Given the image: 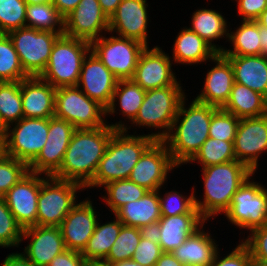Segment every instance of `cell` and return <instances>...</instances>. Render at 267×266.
Listing matches in <instances>:
<instances>
[{
	"label": "cell",
	"instance_id": "6da1fadb",
	"mask_svg": "<svg viewBox=\"0 0 267 266\" xmlns=\"http://www.w3.org/2000/svg\"><path fill=\"white\" fill-rule=\"evenodd\" d=\"M127 129L121 122L95 129H76L61 167L53 177L78 183L85 189L97 171L112 134L116 130L127 132Z\"/></svg>",
	"mask_w": 267,
	"mask_h": 266
},
{
	"label": "cell",
	"instance_id": "7a4b0ae2",
	"mask_svg": "<svg viewBox=\"0 0 267 266\" xmlns=\"http://www.w3.org/2000/svg\"><path fill=\"white\" fill-rule=\"evenodd\" d=\"M185 100L180 104L169 133L162 139L177 167L188 163L209 138L211 117L219 109L195 99L185 109Z\"/></svg>",
	"mask_w": 267,
	"mask_h": 266
},
{
	"label": "cell",
	"instance_id": "3957f363",
	"mask_svg": "<svg viewBox=\"0 0 267 266\" xmlns=\"http://www.w3.org/2000/svg\"><path fill=\"white\" fill-rule=\"evenodd\" d=\"M204 181V199L195 197V206L201 216L210 217L229 209L233 195L239 187L254 173L243 163L234 160L202 168Z\"/></svg>",
	"mask_w": 267,
	"mask_h": 266
},
{
	"label": "cell",
	"instance_id": "277c9868",
	"mask_svg": "<svg viewBox=\"0 0 267 266\" xmlns=\"http://www.w3.org/2000/svg\"><path fill=\"white\" fill-rule=\"evenodd\" d=\"M156 139L148 135H129L116 130L108 142L92 181L85 188L101 187L109 182L128 179L140 156Z\"/></svg>",
	"mask_w": 267,
	"mask_h": 266
},
{
	"label": "cell",
	"instance_id": "5b68a950",
	"mask_svg": "<svg viewBox=\"0 0 267 266\" xmlns=\"http://www.w3.org/2000/svg\"><path fill=\"white\" fill-rule=\"evenodd\" d=\"M90 43L61 35L53 45L46 69L39 76L54 88L77 86Z\"/></svg>",
	"mask_w": 267,
	"mask_h": 266
},
{
	"label": "cell",
	"instance_id": "8992f818",
	"mask_svg": "<svg viewBox=\"0 0 267 266\" xmlns=\"http://www.w3.org/2000/svg\"><path fill=\"white\" fill-rule=\"evenodd\" d=\"M184 98L180 84L148 90L132 124L162 128V132L150 134L156 140H162L169 133Z\"/></svg>",
	"mask_w": 267,
	"mask_h": 266
},
{
	"label": "cell",
	"instance_id": "52a82bcc",
	"mask_svg": "<svg viewBox=\"0 0 267 266\" xmlns=\"http://www.w3.org/2000/svg\"><path fill=\"white\" fill-rule=\"evenodd\" d=\"M54 116L70 122L76 129H95L107 125L103 119L106 108L90 99L77 86L56 88Z\"/></svg>",
	"mask_w": 267,
	"mask_h": 266
},
{
	"label": "cell",
	"instance_id": "ba28073f",
	"mask_svg": "<svg viewBox=\"0 0 267 266\" xmlns=\"http://www.w3.org/2000/svg\"><path fill=\"white\" fill-rule=\"evenodd\" d=\"M45 177L42 178L37 201V226L59 227L76 204L77 190L84 188L72 181Z\"/></svg>",
	"mask_w": 267,
	"mask_h": 266
},
{
	"label": "cell",
	"instance_id": "9c48e42d",
	"mask_svg": "<svg viewBox=\"0 0 267 266\" xmlns=\"http://www.w3.org/2000/svg\"><path fill=\"white\" fill-rule=\"evenodd\" d=\"M3 130V153L29 165L48 138L49 118L23 117Z\"/></svg>",
	"mask_w": 267,
	"mask_h": 266
},
{
	"label": "cell",
	"instance_id": "30bf717a",
	"mask_svg": "<svg viewBox=\"0 0 267 266\" xmlns=\"http://www.w3.org/2000/svg\"><path fill=\"white\" fill-rule=\"evenodd\" d=\"M64 33L39 31L21 27L8 33L23 70L30 76H40L46 69L56 40Z\"/></svg>",
	"mask_w": 267,
	"mask_h": 266
},
{
	"label": "cell",
	"instance_id": "8fae6325",
	"mask_svg": "<svg viewBox=\"0 0 267 266\" xmlns=\"http://www.w3.org/2000/svg\"><path fill=\"white\" fill-rule=\"evenodd\" d=\"M143 43L124 37L101 36L90 43V50L119 80L131 79L142 51Z\"/></svg>",
	"mask_w": 267,
	"mask_h": 266
},
{
	"label": "cell",
	"instance_id": "7c38bea8",
	"mask_svg": "<svg viewBox=\"0 0 267 266\" xmlns=\"http://www.w3.org/2000/svg\"><path fill=\"white\" fill-rule=\"evenodd\" d=\"M251 177L239 187L224 213L232 224L250 231L267 223V189L250 181Z\"/></svg>",
	"mask_w": 267,
	"mask_h": 266
},
{
	"label": "cell",
	"instance_id": "4fadbf2b",
	"mask_svg": "<svg viewBox=\"0 0 267 266\" xmlns=\"http://www.w3.org/2000/svg\"><path fill=\"white\" fill-rule=\"evenodd\" d=\"M75 130L66 120L55 116L49 118L48 138L38 156L28 165L29 172L53 176L61 167Z\"/></svg>",
	"mask_w": 267,
	"mask_h": 266
},
{
	"label": "cell",
	"instance_id": "5bb4252c",
	"mask_svg": "<svg viewBox=\"0 0 267 266\" xmlns=\"http://www.w3.org/2000/svg\"><path fill=\"white\" fill-rule=\"evenodd\" d=\"M174 167L176 165L165 143L155 140L140 156L128 179L148 191H157Z\"/></svg>",
	"mask_w": 267,
	"mask_h": 266
},
{
	"label": "cell",
	"instance_id": "9a60e30c",
	"mask_svg": "<svg viewBox=\"0 0 267 266\" xmlns=\"http://www.w3.org/2000/svg\"><path fill=\"white\" fill-rule=\"evenodd\" d=\"M233 145L236 160L255 173L258 157L267 151V113L240 119Z\"/></svg>",
	"mask_w": 267,
	"mask_h": 266
},
{
	"label": "cell",
	"instance_id": "2e32d148",
	"mask_svg": "<svg viewBox=\"0 0 267 266\" xmlns=\"http://www.w3.org/2000/svg\"><path fill=\"white\" fill-rule=\"evenodd\" d=\"M64 35L92 43L109 31V18L98 0H81L77 7L64 17Z\"/></svg>",
	"mask_w": 267,
	"mask_h": 266
},
{
	"label": "cell",
	"instance_id": "e0dca14e",
	"mask_svg": "<svg viewBox=\"0 0 267 266\" xmlns=\"http://www.w3.org/2000/svg\"><path fill=\"white\" fill-rule=\"evenodd\" d=\"M39 175L28 172L3 196L23 229L37 225V201L42 184Z\"/></svg>",
	"mask_w": 267,
	"mask_h": 266
},
{
	"label": "cell",
	"instance_id": "ac0fdd59",
	"mask_svg": "<svg viewBox=\"0 0 267 266\" xmlns=\"http://www.w3.org/2000/svg\"><path fill=\"white\" fill-rule=\"evenodd\" d=\"M172 61L160 47L149 49L148 46L140 54L137 67L131 80L145 91L180 84L171 70Z\"/></svg>",
	"mask_w": 267,
	"mask_h": 266
},
{
	"label": "cell",
	"instance_id": "d6986e66",
	"mask_svg": "<svg viewBox=\"0 0 267 266\" xmlns=\"http://www.w3.org/2000/svg\"><path fill=\"white\" fill-rule=\"evenodd\" d=\"M85 56L77 87L90 98L99 102L106 109L110 105L118 78L90 50Z\"/></svg>",
	"mask_w": 267,
	"mask_h": 266
},
{
	"label": "cell",
	"instance_id": "ffe728a7",
	"mask_svg": "<svg viewBox=\"0 0 267 266\" xmlns=\"http://www.w3.org/2000/svg\"><path fill=\"white\" fill-rule=\"evenodd\" d=\"M24 238H31L30 243L24 249V256L34 266H48L59 254L66 250L64 239L57 226H30L24 228Z\"/></svg>",
	"mask_w": 267,
	"mask_h": 266
},
{
	"label": "cell",
	"instance_id": "44dd1931",
	"mask_svg": "<svg viewBox=\"0 0 267 266\" xmlns=\"http://www.w3.org/2000/svg\"><path fill=\"white\" fill-rule=\"evenodd\" d=\"M90 200L75 204L59 226L66 249L82 252L98 221Z\"/></svg>",
	"mask_w": 267,
	"mask_h": 266
},
{
	"label": "cell",
	"instance_id": "7402d4cb",
	"mask_svg": "<svg viewBox=\"0 0 267 266\" xmlns=\"http://www.w3.org/2000/svg\"><path fill=\"white\" fill-rule=\"evenodd\" d=\"M147 0H122L109 18V33L118 32L119 37L147 42Z\"/></svg>",
	"mask_w": 267,
	"mask_h": 266
},
{
	"label": "cell",
	"instance_id": "603a6c76",
	"mask_svg": "<svg viewBox=\"0 0 267 266\" xmlns=\"http://www.w3.org/2000/svg\"><path fill=\"white\" fill-rule=\"evenodd\" d=\"M216 65L207 72L203 91L195 100L223 108L228 101L234 83V71L230 61L221 53L212 59Z\"/></svg>",
	"mask_w": 267,
	"mask_h": 266
},
{
	"label": "cell",
	"instance_id": "cb8c5ba5",
	"mask_svg": "<svg viewBox=\"0 0 267 266\" xmlns=\"http://www.w3.org/2000/svg\"><path fill=\"white\" fill-rule=\"evenodd\" d=\"M55 91L56 88L39 76H32L21 80V97L24 117H54Z\"/></svg>",
	"mask_w": 267,
	"mask_h": 266
},
{
	"label": "cell",
	"instance_id": "d4e9b609",
	"mask_svg": "<svg viewBox=\"0 0 267 266\" xmlns=\"http://www.w3.org/2000/svg\"><path fill=\"white\" fill-rule=\"evenodd\" d=\"M201 214L161 216L159 244L163 252H172L205 223Z\"/></svg>",
	"mask_w": 267,
	"mask_h": 266
},
{
	"label": "cell",
	"instance_id": "484cf974",
	"mask_svg": "<svg viewBox=\"0 0 267 266\" xmlns=\"http://www.w3.org/2000/svg\"><path fill=\"white\" fill-rule=\"evenodd\" d=\"M234 71V82L267 98V59L263 55L225 56Z\"/></svg>",
	"mask_w": 267,
	"mask_h": 266
},
{
	"label": "cell",
	"instance_id": "4316f807",
	"mask_svg": "<svg viewBox=\"0 0 267 266\" xmlns=\"http://www.w3.org/2000/svg\"><path fill=\"white\" fill-rule=\"evenodd\" d=\"M198 229L171 253L185 266H210L218 251L210 234Z\"/></svg>",
	"mask_w": 267,
	"mask_h": 266
},
{
	"label": "cell",
	"instance_id": "83f0119b",
	"mask_svg": "<svg viewBox=\"0 0 267 266\" xmlns=\"http://www.w3.org/2000/svg\"><path fill=\"white\" fill-rule=\"evenodd\" d=\"M114 215L123 225L139 229L158 222L161 219L158 190L148 191L141 199L123 205Z\"/></svg>",
	"mask_w": 267,
	"mask_h": 266
},
{
	"label": "cell",
	"instance_id": "f1b7e54d",
	"mask_svg": "<svg viewBox=\"0 0 267 266\" xmlns=\"http://www.w3.org/2000/svg\"><path fill=\"white\" fill-rule=\"evenodd\" d=\"M173 60L182 64H198L212 60L217 52L197 33L184 28L178 33L173 45Z\"/></svg>",
	"mask_w": 267,
	"mask_h": 266
},
{
	"label": "cell",
	"instance_id": "f546056e",
	"mask_svg": "<svg viewBox=\"0 0 267 266\" xmlns=\"http://www.w3.org/2000/svg\"><path fill=\"white\" fill-rule=\"evenodd\" d=\"M224 111L234 114L239 119L265 115L267 98L245 85L234 82Z\"/></svg>",
	"mask_w": 267,
	"mask_h": 266
},
{
	"label": "cell",
	"instance_id": "4dcf8cb0",
	"mask_svg": "<svg viewBox=\"0 0 267 266\" xmlns=\"http://www.w3.org/2000/svg\"><path fill=\"white\" fill-rule=\"evenodd\" d=\"M123 223L116 217L113 222L95 226L93 235L89 238L81 255L87 262L103 261L116 241Z\"/></svg>",
	"mask_w": 267,
	"mask_h": 266
},
{
	"label": "cell",
	"instance_id": "1f68e13d",
	"mask_svg": "<svg viewBox=\"0 0 267 266\" xmlns=\"http://www.w3.org/2000/svg\"><path fill=\"white\" fill-rule=\"evenodd\" d=\"M192 16V27L189 29L197 33L217 53H221L224 48L217 47L216 44H212V41L224 35L228 38L229 30L224 16L212 9L196 10Z\"/></svg>",
	"mask_w": 267,
	"mask_h": 266
},
{
	"label": "cell",
	"instance_id": "d6a6232c",
	"mask_svg": "<svg viewBox=\"0 0 267 266\" xmlns=\"http://www.w3.org/2000/svg\"><path fill=\"white\" fill-rule=\"evenodd\" d=\"M260 36V26L256 21L243 20L241 26L234 32L228 33V40L234 50H223L224 56L261 55L263 46Z\"/></svg>",
	"mask_w": 267,
	"mask_h": 266
},
{
	"label": "cell",
	"instance_id": "836d02e7",
	"mask_svg": "<svg viewBox=\"0 0 267 266\" xmlns=\"http://www.w3.org/2000/svg\"><path fill=\"white\" fill-rule=\"evenodd\" d=\"M146 91L131 79L118 80L113 93L112 101L106 109V115L114 114L116 109V99L120 104L121 112L129 120L133 121L142 105Z\"/></svg>",
	"mask_w": 267,
	"mask_h": 266
},
{
	"label": "cell",
	"instance_id": "e575fe53",
	"mask_svg": "<svg viewBox=\"0 0 267 266\" xmlns=\"http://www.w3.org/2000/svg\"><path fill=\"white\" fill-rule=\"evenodd\" d=\"M23 117L21 81L0 82V130Z\"/></svg>",
	"mask_w": 267,
	"mask_h": 266
},
{
	"label": "cell",
	"instance_id": "d590c367",
	"mask_svg": "<svg viewBox=\"0 0 267 266\" xmlns=\"http://www.w3.org/2000/svg\"><path fill=\"white\" fill-rule=\"evenodd\" d=\"M26 22V27L39 31L64 33V18L52 3L27 5Z\"/></svg>",
	"mask_w": 267,
	"mask_h": 266
},
{
	"label": "cell",
	"instance_id": "8d00e7d4",
	"mask_svg": "<svg viewBox=\"0 0 267 266\" xmlns=\"http://www.w3.org/2000/svg\"><path fill=\"white\" fill-rule=\"evenodd\" d=\"M106 195L103 200L113 213L123 205L141 199L148 190L129 179L116 180L104 185Z\"/></svg>",
	"mask_w": 267,
	"mask_h": 266
},
{
	"label": "cell",
	"instance_id": "74e56055",
	"mask_svg": "<svg viewBox=\"0 0 267 266\" xmlns=\"http://www.w3.org/2000/svg\"><path fill=\"white\" fill-rule=\"evenodd\" d=\"M233 142L208 138L189 162L197 161L204 168L206 166L234 161L236 160V156Z\"/></svg>",
	"mask_w": 267,
	"mask_h": 266
},
{
	"label": "cell",
	"instance_id": "f35d334b",
	"mask_svg": "<svg viewBox=\"0 0 267 266\" xmlns=\"http://www.w3.org/2000/svg\"><path fill=\"white\" fill-rule=\"evenodd\" d=\"M28 77L8 34L0 33V82H16Z\"/></svg>",
	"mask_w": 267,
	"mask_h": 266
},
{
	"label": "cell",
	"instance_id": "ab89813d",
	"mask_svg": "<svg viewBox=\"0 0 267 266\" xmlns=\"http://www.w3.org/2000/svg\"><path fill=\"white\" fill-rule=\"evenodd\" d=\"M141 239L140 229L122 225L120 233L113 243L107 257L102 261L111 264L116 261L131 259Z\"/></svg>",
	"mask_w": 267,
	"mask_h": 266
},
{
	"label": "cell",
	"instance_id": "60d3db41",
	"mask_svg": "<svg viewBox=\"0 0 267 266\" xmlns=\"http://www.w3.org/2000/svg\"><path fill=\"white\" fill-rule=\"evenodd\" d=\"M26 7L24 0H0L1 34L26 26Z\"/></svg>",
	"mask_w": 267,
	"mask_h": 266
},
{
	"label": "cell",
	"instance_id": "b9f144b4",
	"mask_svg": "<svg viewBox=\"0 0 267 266\" xmlns=\"http://www.w3.org/2000/svg\"><path fill=\"white\" fill-rule=\"evenodd\" d=\"M23 230L9 210L5 199L0 197V246L18 247L22 241Z\"/></svg>",
	"mask_w": 267,
	"mask_h": 266
},
{
	"label": "cell",
	"instance_id": "7bdbcfd3",
	"mask_svg": "<svg viewBox=\"0 0 267 266\" xmlns=\"http://www.w3.org/2000/svg\"><path fill=\"white\" fill-rule=\"evenodd\" d=\"M158 197L160 201L161 216L200 214L195 206V195L193 191L188 198H185L177 191H170L165 193V197H161L158 190Z\"/></svg>",
	"mask_w": 267,
	"mask_h": 266
},
{
	"label": "cell",
	"instance_id": "ee69618b",
	"mask_svg": "<svg viewBox=\"0 0 267 266\" xmlns=\"http://www.w3.org/2000/svg\"><path fill=\"white\" fill-rule=\"evenodd\" d=\"M28 165L4 153L0 155V197H3L24 175Z\"/></svg>",
	"mask_w": 267,
	"mask_h": 266
},
{
	"label": "cell",
	"instance_id": "f6af8a7d",
	"mask_svg": "<svg viewBox=\"0 0 267 266\" xmlns=\"http://www.w3.org/2000/svg\"><path fill=\"white\" fill-rule=\"evenodd\" d=\"M240 119L219 108L211 117L209 138L234 141Z\"/></svg>",
	"mask_w": 267,
	"mask_h": 266
},
{
	"label": "cell",
	"instance_id": "bcb514c9",
	"mask_svg": "<svg viewBox=\"0 0 267 266\" xmlns=\"http://www.w3.org/2000/svg\"><path fill=\"white\" fill-rule=\"evenodd\" d=\"M162 253L159 243L141 237L131 259L143 266H155Z\"/></svg>",
	"mask_w": 267,
	"mask_h": 266
},
{
	"label": "cell",
	"instance_id": "7dc6e473",
	"mask_svg": "<svg viewBox=\"0 0 267 266\" xmlns=\"http://www.w3.org/2000/svg\"><path fill=\"white\" fill-rule=\"evenodd\" d=\"M250 233L251 236L242 242L249 249L251 257L267 263V223Z\"/></svg>",
	"mask_w": 267,
	"mask_h": 266
},
{
	"label": "cell",
	"instance_id": "c3c4849f",
	"mask_svg": "<svg viewBox=\"0 0 267 266\" xmlns=\"http://www.w3.org/2000/svg\"><path fill=\"white\" fill-rule=\"evenodd\" d=\"M217 251L210 266H249L251 254L247 246L241 242L229 255L220 259Z\"/></svg>",
	"mask_w": 267,
	"mask_h": 266
},
{
	"label": "cell",
	"instance_id": "681fc988",
	"mask_svg": "<svg viewBox=\"0 0 267 266\" xmlns=\"http://www.w3.org/2000/svg\"><path fill=\"white\" fill-rule=\"evenodd\" d=\"M266 8L267 0H238V13L243 20L255 21Z\"/></svg>",
	"mask_w": 267,
	"mask_h": 266
},
{
	"label": "cell",
	"instance_id": "f907efd6",
	"mask_svg": "<svg viewBox=\"0 0 267 266\" xmlns=\"http://www.w3.org/2000/svg\"><path fill=\"white\" fill-rule=\"evenodd\" d=\"M86 262L81 252L66 249L57 255L48 266H85Z\"/></svg>",
	"mask_w": 267,
	"mask_h": 266
},
{
	"label": "cell",
	"instance_id": "816d5d0a",
	"mask_svg": "<svg viewBox=\"0 0 267 266\" xmlns=\"http://www.w3.org/2000/svg\"><path fill=\"white\" fill-rule=\"evenodd\" d=\"M140 232L141 237L159 243L161 236L159 222L141 227Z\"/></svg>",
	"mask_w": 267,
	"mask_h": 266
},
{
	"label": "cell",
	"instance_id": "f5cc1de1",
	"mask_svg": "<svg viewBox=\"0 0 267 266\" xmlns=\"http://www.w3.org/2000/svg\"><path fill=\"white\" fill-rule=\"evenodd\" d=\"M81 0H52V4L58 13L64 18L72 10H74Z\"/></svg>",
	"mask_w": 267,
	"mask_h": 266
},
{
	"label": "cell",
	"instance_id": "db71d44e",
	"mask_svg": "<svg viewBox=\"0 0 267 266\" xmlns=\"http://www.w3.org/2000/svg\"><path fill=\"white\" fill-rule=\"evenodd\" d=\"M22 253L9 254L1 266H34Z\"/></svg>",
	"mask_w": 267,
	"mask_h": 266
},
{
	"label": "cell",
	"instance_id": "11a10c76",
	"mask_svg": "<svg viewBox=\"0 0 267 266\" xmlns=\"http://www.w3.org/2000/svg\"><path fill=\"white\" fill-rule=\"evenodd\" d=\"M155 266H185L179 262L172 253L163 252Z\"/></svg>",
	"mask_w": 267,
	"mask_h": 266
},
{
	"label": "cell",
	"instance_id": "9f6ffc18",
	"mask_svg": "<svg viewBox=\"0 0 267 266\" xmlns=\"http://www.w3.org/2000/svg\"><path fill=\"white\" fill-rule=\"evenodd\" d=\"M99 4L108 18L116 11L122 0H98Z\"/></svg>",
	"mask_w": 267,
	"mask_h": 266
},
{
	"label": "cell",
	"instance_id": "6f0895ef",
	"mask_svg": "<svg viewBox=\"0 0 267 266\" xmlns=\"http://www.w3.org/2000/svg\"><path fill=\"white\" fill-rule=\"evenodd\" d=\"M262 46H263V51L262 54L266 59H267V30L263 29L260 27V36Z\"/></svg>",
	"mask_w": 267,
	"mask_h": 266
},
{
	"label": "cell",
	"instance_id": "680465c9",
	"mask_svg": "<svg viewBox=\"0 0 267 266\" xmlns=\"http://www.w3.org/2000/svg\"><path fill=\"white\" fill-rule=\"evenodd\" d=\"M110 266H143L140 265L139 263L135 262L132 259H126L122 261H116L110 264Z\"/></svg>",
	"mask_w": 267,
	"mask_h": 266
},
{
	"label": "cell",
	"instance_id": "91938a15",
	"mask_svg": "<svg viewBox=\"0 0 267 266\" xmlns=\"http://www.w3.org/2000/svg\"><path fill=\"white\" fill-rule=\"evenodd\" d=\"M258 25L267 30V8L262 12V14L255 20Z\"/></svg>",
	"mask_w": 267,
	"mask_h": 266
},
{
	"label": "cell",
	"instance_id": "94428289",
	"mask_svg": "<svg viewBox=\"0 0 267 266\" xmlns=\"http://www.w3.org/2000/svg\"><path fill=\"white\" fill-rule=\"evenodd\" d=\"M249 266H267V263L251 257Z\"/></svg>",
	"mask_w": 267,
	"mask_h": 266
},
{
	"label": "cell",
	"instance_id": "6125c7cd",
	"mask_svg": "<svg viewBox=\"0 0 267 266\" xmlns=\"http://www.w3.org/2000/svg\"><path fill=\"white\" fill-rule=\"evenodd\" d=\"M27 5L29 4H43V3H52V0H24Z\"/></svg>",
	"mask_w": 267,
	"mask_h": 266
},
{
	"label": "cell",
	"instance_id": "be15d7a7",
	"mask_svg": "<svg viewBox=\"0 0 267 266\" xmlns=\"http://www.w3.org/2000/svg\"><path fill=\"white\" fill-rule=\"evenodd\" d=\"M85 266H110V265L102 261H96V262H86Z\"/></svg>",
	"mask_w": 267,
	"mask_h": 266
},
{
	"label": "cell",
	"instance_id": "e7e4bbea",
	"mask_svg": "<svg viewBox=\"0 0 267 266\" xmlns=\"http://www.w3.org/2000/svg\"><path fill=\"white\" fill-rule=\"evenodd\" d=\"M3 153V131L0 130V155Z\"/></svg>",
	"mask_w": 267,
	"mask_h": 266
}]
</instances>
